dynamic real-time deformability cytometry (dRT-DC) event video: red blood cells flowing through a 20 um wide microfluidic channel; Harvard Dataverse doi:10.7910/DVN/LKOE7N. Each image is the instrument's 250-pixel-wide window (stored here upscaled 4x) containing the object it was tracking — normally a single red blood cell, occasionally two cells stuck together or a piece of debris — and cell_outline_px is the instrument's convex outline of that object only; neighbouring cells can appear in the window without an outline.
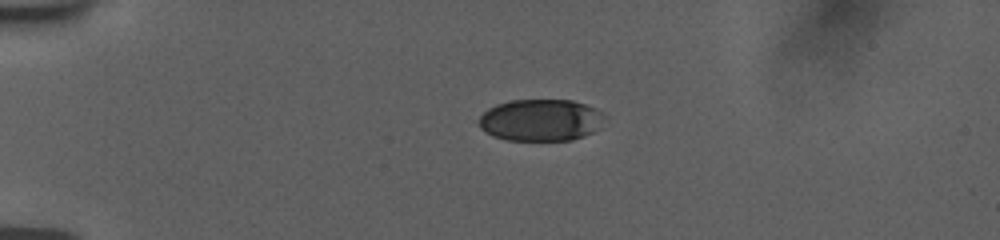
{"species": "human", "species_latin": "Homo sapiens", "temperature_condition": "room temperature", "stored_images_in_passage": 36, "camera_frame_rate_fps": 3000, "um_per_image_px": 0.085, "donor": {"sex": "female"}, "frame": {"image": 1, "passage_image": 1, "time_ms": 0.0, "image_size_px": [1000, 240], "cell_outline_px": [[600, 128], [584, 136], [572, 140], [508, 140], [492, 136], [480, 128], [476, 120], [488, 108], [496, 104], [512, 100], [572, 100], [596, 108], [600, 112]], "centroid_in_image_um": [45.89, 10.21], "position_along_channel_um": 39.1, "area_um2": 30.58}}
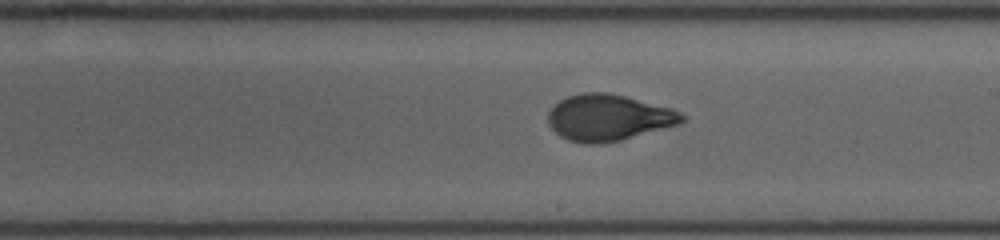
{"frame": {"image": 2, "passage_image": 20, "time_ms": 6.667, "image_size_px": [1000, 240], "cell_outline_px": [[684, 120], [680, 124], [620, 140], [600, 144], [584, 144], [568, 140], [560, 136], [548, 124], [548, 112], [560, 100], [568, 96], [580, 92], [608, 92], [672, 108], [680, 112], [684, 116]], "centroid_in_image_um": [51.7, 10.0], "position_along_channel_um": 237.3, "area_um2": 36.07}}
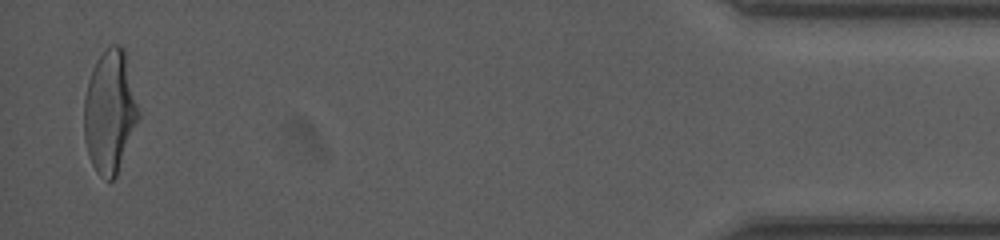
{"frame": {"image": 3, "passage_image": 36, "time_ms": 13.667, "image_size_px": [1000, 240], "cell_outline_px": [[140, 116], [116, 176], [112, 180], [104, 180], [96, 172], [88, 156], [84, 140], [84, 100], [88, 80], [92, 68], [100, 56], [112, 44], [120, 44], [124, 48], [140, 112]], "centroid_in_image_um": [9.33, 9.51], "position_along_channel_um": 425.9, "area_um2": 39.02}, "authors_computed_cell_mechanics": {"area_um2": 35.7782, "velocity_mm_per_s": 3.746, "shape_relaxation_time_tau1_ms": 4.1945, "shape_relaxation_time_tau2_ms": null, "deformation_change_tau1": 0.1823, "deformation_change_tau2": null}}